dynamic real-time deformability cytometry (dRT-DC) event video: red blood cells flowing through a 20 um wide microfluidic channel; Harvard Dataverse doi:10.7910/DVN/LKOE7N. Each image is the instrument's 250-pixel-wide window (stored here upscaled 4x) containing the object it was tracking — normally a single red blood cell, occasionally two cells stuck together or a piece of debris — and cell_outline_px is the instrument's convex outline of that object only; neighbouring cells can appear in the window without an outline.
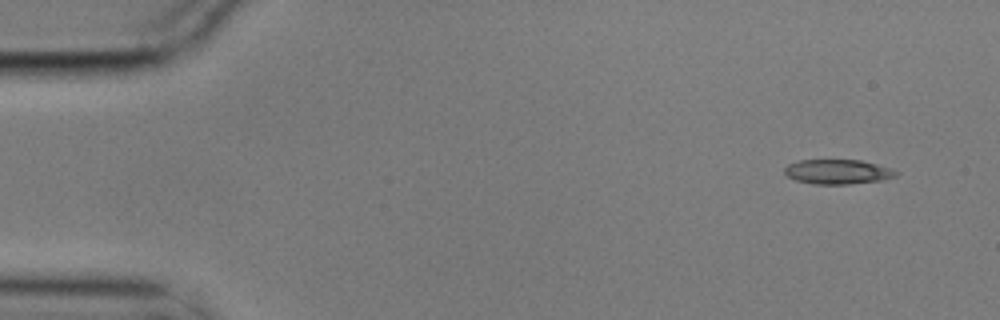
{"species": "common noctule bat (a hibernating species)", "species_latin": "Nyctalus noctula", "temperature_condition": "cold", "stored_images_in_passage": 4, "camera_frame_rate_fps": 3000, "um_per_image_px": 0.085, "animal": {"sex": "male", "body_mass_g": 17.9}, "frame": {"image": 1, "passage_image": 1, "time_ms": 0.0, "image_size_px": [1000, 320], "cell_outline_px": [[900, 172], [896, 176], [884, 180], [848, 184], [812, 184], [796, 180], [788, 176], [784, 172], [784, 168], [788, 164], [800, 160], [860, 160], [892, 168]], "centroid_in_image_um": [71.23, 14.6], "position_along_channel_um": 13.8, "area_um2": 16.07}}
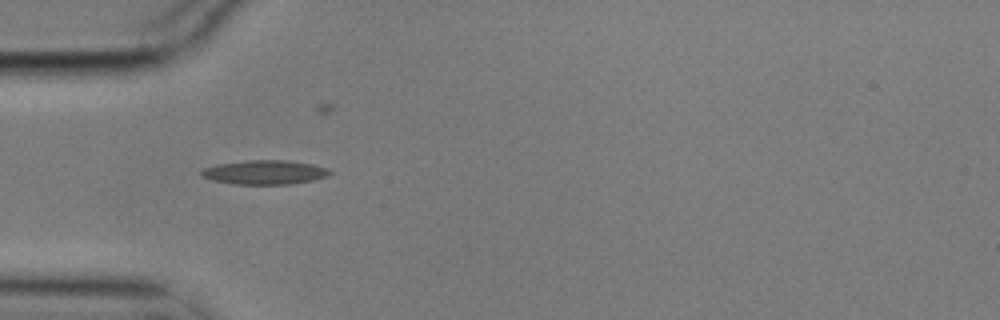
{"frame": {"image": 2, "passage_image": 3, "time_ms": 0.667, "image_size_px": [1000, 320], "cell_outline_px": [[332, 172], [328, 176], [312, 180], [292, 184], [232, 184], [212, 180], [200, 176], [200, 172], [204, 168], [216, 164], [248, 160], [288, 160], [312, 164], [324, 168]], "centroid_in_image_um": [22.45, 14.64], "position_along_channel_um": 62.5, "area_um2": 18.09}}
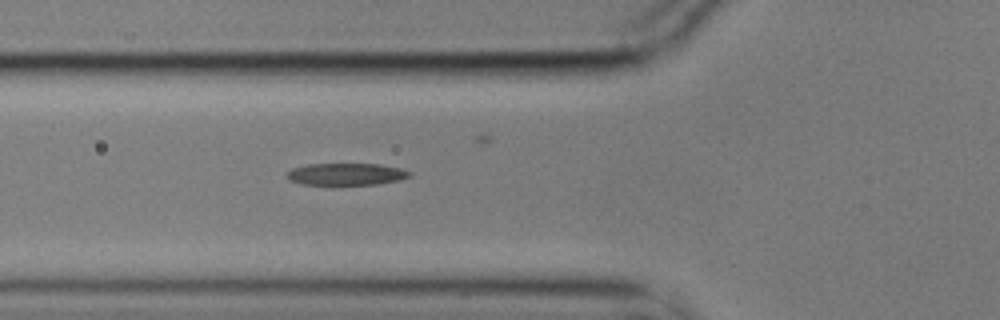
{"frame": {"image": 3, "passage_image": 4, "time_ms": 1.0, "image_size_px": [1000, 320], "cell_outline_px": [[412, 176], [400, 180], [380, 184], [300, 184], [288, 180], [288, 172], [292, 168], [308, 164], [380, 164], [400, 168], [412, 172]], "centroid_in_image_um": [29.47, 14.8], "position_along_channel_um": 96.3, "area_um2": 15.72}}